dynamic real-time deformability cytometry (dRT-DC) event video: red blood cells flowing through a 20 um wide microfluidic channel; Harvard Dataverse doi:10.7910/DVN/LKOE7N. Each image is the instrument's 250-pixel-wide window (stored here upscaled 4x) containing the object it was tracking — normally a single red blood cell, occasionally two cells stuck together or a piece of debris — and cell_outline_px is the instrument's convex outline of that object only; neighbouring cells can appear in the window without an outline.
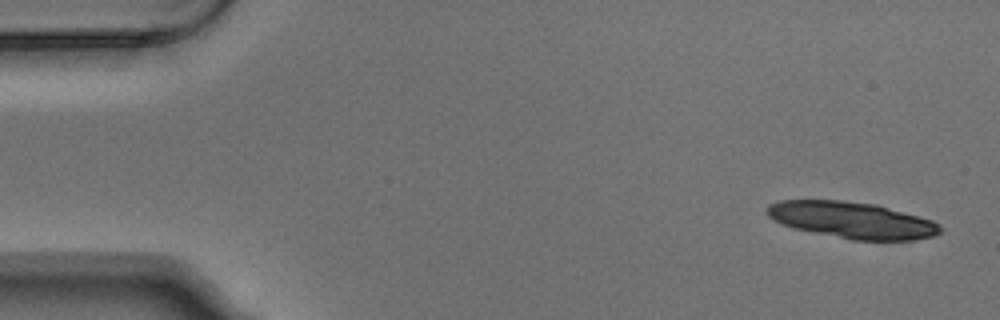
{"species": "Egyptian fruit bat (a non-hibernating species)", "species_latin": "Rousettus aegyptiacus", "temperature_condition": "warm", "stored_images_in_passage": 5, "camera_frame_rate_fps": 3000, "um_per_image_px": 0.085, "animal": {"sex": "male"}, "frame": {"image": 1, "passage_image": 1, "time_ms": 0.0, "image_size_px": [1000, 320], "cell_outline_px": [[944, 228], [940, 232], [932, 236], [912, 240], [852, 240], [796, 228], [772, 220], [768, 216], [768, 204], [780, 200], [840, 200], [876, 204], [920, 216], [932, 220], [940, 224]], "centroid_in_image_um": [72.46, 18.7], "position_along_channel_um": 12.5, "area_um2": 36.65}}